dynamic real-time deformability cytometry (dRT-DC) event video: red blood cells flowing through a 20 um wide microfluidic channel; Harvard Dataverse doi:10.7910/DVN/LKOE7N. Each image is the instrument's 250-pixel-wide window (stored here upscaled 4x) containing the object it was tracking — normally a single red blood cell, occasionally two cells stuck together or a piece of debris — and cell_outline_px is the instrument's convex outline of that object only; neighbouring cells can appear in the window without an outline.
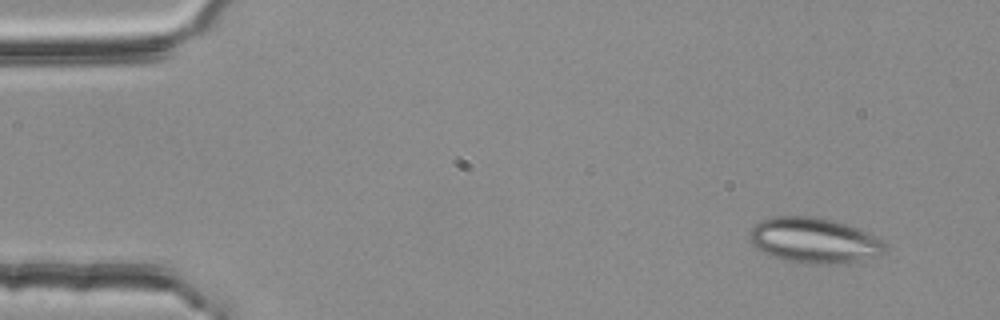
{"species": "common noctule bat (a hibernating species)", "species_latin": "Nyctalus noctula", "temperature_condition": "room temperature", "stored_images_in_passage": 5, "camera_frame_rate_fps": 3000, "um_per_image_px": 0.085, "animal": {"sex": "female", "body_mass_g": 25.1}, "frame": {"image": 1, "passage_image": 5, "time_ms": 1.333, "image_size_px": [1000, 320], "cell_outline_px": [[884, 252], [880, 256], [840, 264], [808, 264], [784, 260], [764, 252], [756, 248], [748, 240], [748, 232], [756, 224], [772, 216], [812, 216], [832, 220], [848, 224], [868, 232], [884, 240]], "centroid_in_image_um": [69.21, 20.44], "position_along_channel_um": 15.8, "area_um2": 36.07}}